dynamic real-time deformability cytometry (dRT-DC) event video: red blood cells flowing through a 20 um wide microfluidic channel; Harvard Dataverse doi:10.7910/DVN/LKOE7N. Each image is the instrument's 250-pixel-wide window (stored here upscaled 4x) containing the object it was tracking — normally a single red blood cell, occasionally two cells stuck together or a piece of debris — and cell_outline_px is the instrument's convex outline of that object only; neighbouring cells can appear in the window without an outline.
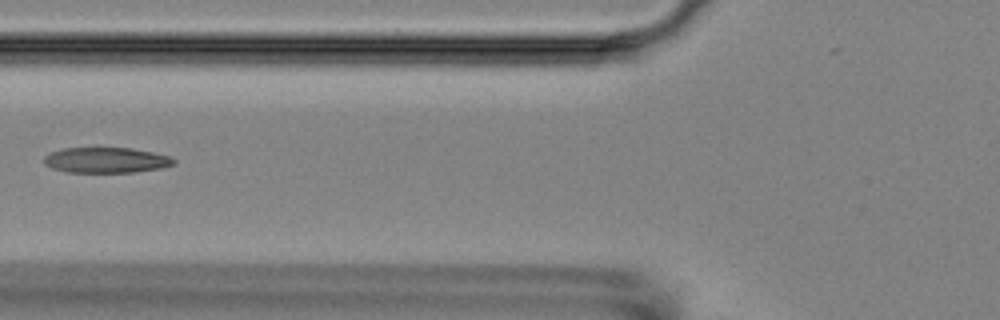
{"species": "Egyptian fruit bat (a non-hibernating species)", "species_latin": "Rousettus aegyptiacus", "temperature_condition": "room temperature", "stored_images_in_passage": 10, "camera_frame_rate_fps": 3000, "um_per_image_px": 0.085, "animal": {"sex": "female"}, "frame": {"image": 1, "passage_image": 6, "time_ms": 6.0, "image_size_px": [1000, 320], "cell_outline_px": [[176, 164], [160, 168], [136, 172], [68, 172], [52, 168], [44, 164], [44, 156], [52, 152], [64, 148], [132, 148], [172, 156], [176, 160]], "centroid_in_image_um": [9.06, 13.61], "position_along_channel_um": 116.7, "area_um2": 19.31}}
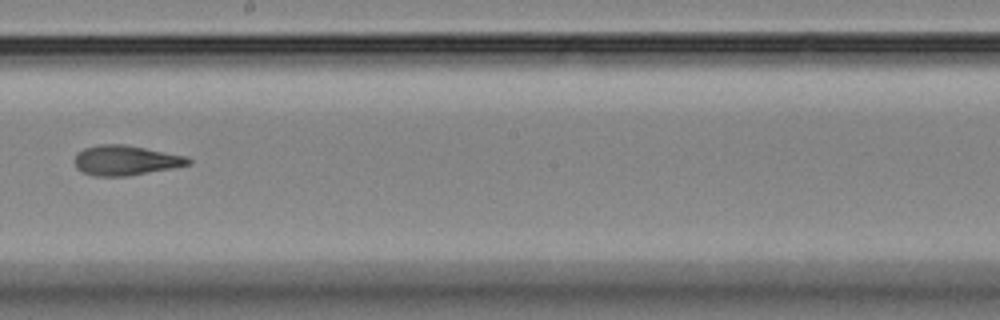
{"frame": {"image": 2, "passage_image": 9, "time_ms": 9.333, "image_size_px": [1000, 320], "cell_outline_px": [[192, 164], [172, 168], [128, 176], [92, 176], [76, 168], [76, 156], [84, 148], [100, 144], [124, 144], [188, 156], [192, 160]], "centroid_in_image_um": [10.73, 13.63], "position_along_channel_um": 237.5, "area_um2": 19.77}}
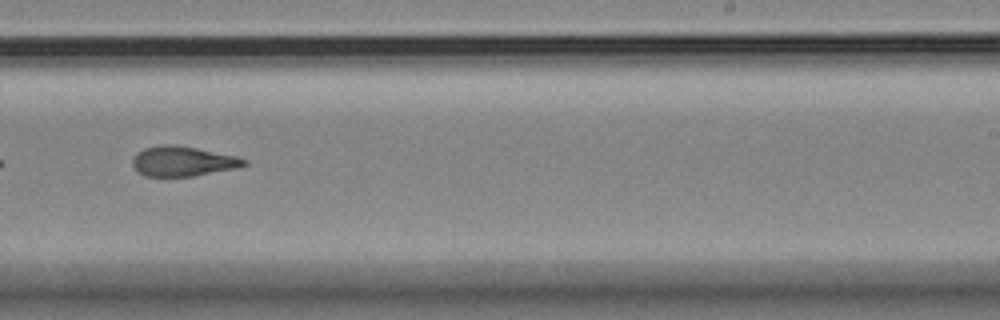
{"frame": {"image": 3, "passage_image": 10, "time_ms": 10.333, "image_size_px": [1000, 320], "cell_outline_px": [[248, 164], [236, 168], [192, 176], [144, 176], [132, 164], [132, 160], [136, 152], [144, 148], [160, 144], [176, 144], [236, 156], [248, 160]], "centroid_in_image_um": [15.53, 13.69], "position_along_channel_um": 273.5, "area_um2": 19.42}}